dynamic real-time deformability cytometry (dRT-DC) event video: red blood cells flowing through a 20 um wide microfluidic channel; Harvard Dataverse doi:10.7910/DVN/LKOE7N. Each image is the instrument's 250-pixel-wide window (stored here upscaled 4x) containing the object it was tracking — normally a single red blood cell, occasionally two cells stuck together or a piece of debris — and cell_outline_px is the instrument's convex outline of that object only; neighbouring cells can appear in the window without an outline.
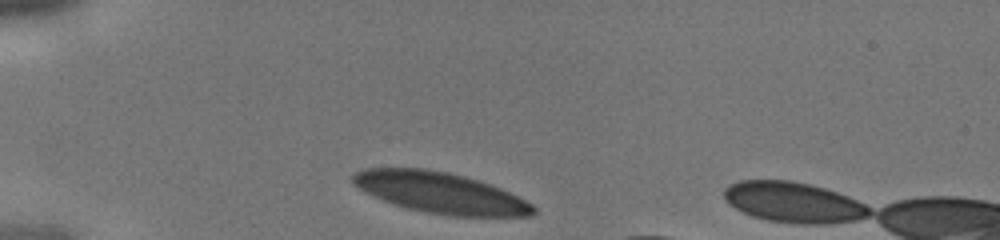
{"species": "human", "species_latin": "Homo sapiens", "temperature_condition": "cold", "stored_images_in_passage": 25, "camera_frame_rate_fps": 3000, "um_per_image_px": 0.085, "donor": {"sex": "male"}, "frame": {"image": 1, "passage_image": 1, "time_ms": 0.0, "image_size_px": [1000, 240], "cell_outline_px": [[536, 212], [532, 216], [452, 216], [424, 212], [392, 204], [364, 192], [352, 184], [352, 176], [356, 172], [364, 168], [424, 168], [448, 172], [464, 176], [500, 188], [532, 204], [536, 208]], "centroid_in_image_um": [37.39, 16.38], "position_along_channel_um": 47.6, "area_um2": 42.89}}
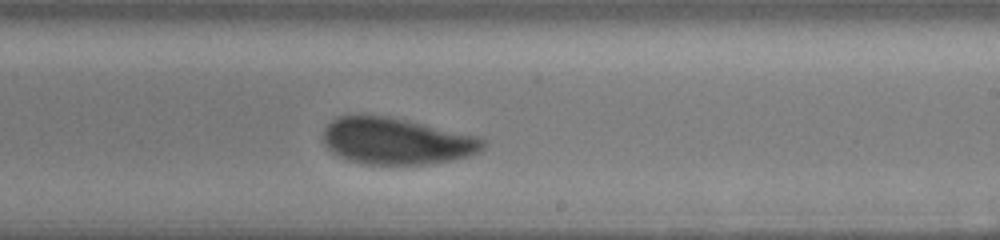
{"frame": {"image": 2, "passage_image": 16, "time_ms": 5.0, "image_size_px": [1000, 240], "cell_outline_px": [[488, 144], [480, 152], [468, 156], [452, 160], [432, 164], [360, 164], [336, 156], [324, 144], [324, 128], [336, 116], [388, 116], [408, 120], [480, 136], [488, 140]], "centroid_in_image_um": [33.76, 12.0], "position_along_channel_um": 255.2, "area_um2": 43.87}}
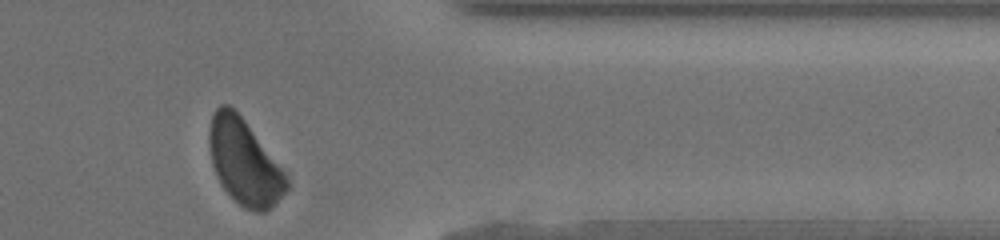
{"frame": {"image": 3, "passage_image": 25, "time_ms": 8.0, "image_size_px": [1000, 240], "cell_outline_px": [[288, 188], [264, 212], [256, 212], [244, 208], [220, 184], [216, 176], [212, 164], [208, 144], [208, 132], [212, 112], [220, 104], [228, 104], [244, 120], [288, 172]], "centroid_in_image_um": [20.76, 13.74], "position_along_channel_um": 390.6, "area_um2": 38.55}}